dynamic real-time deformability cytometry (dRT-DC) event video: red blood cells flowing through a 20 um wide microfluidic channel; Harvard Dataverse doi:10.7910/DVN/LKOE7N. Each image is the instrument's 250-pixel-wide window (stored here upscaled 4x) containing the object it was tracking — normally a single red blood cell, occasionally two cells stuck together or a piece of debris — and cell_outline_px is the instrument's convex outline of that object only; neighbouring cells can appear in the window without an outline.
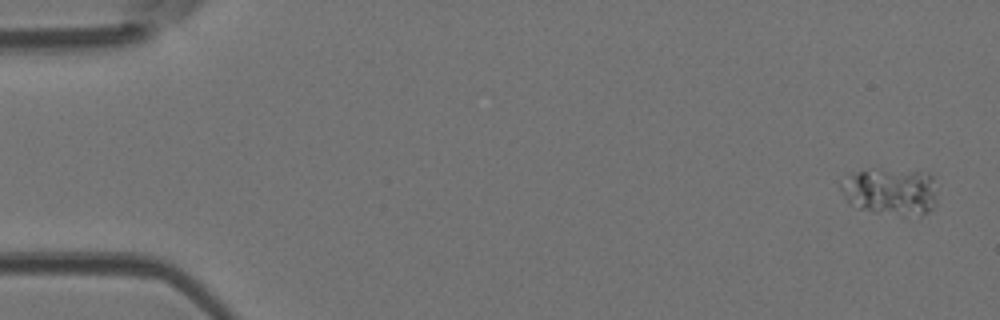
{"species": "Egyptian fruit bat (a non-hibernating species)", "species_latin": "Rousettus aegyptiacus", "temperature_condition": "room temperature", "stored_images_in_passage": 6, "camera_frame_rate_fps": 3000, "um_per_image_px": 0.085, "animal": {"sex": "female"}, "frame": {"image": 1, "passage_image": 1, "time_ms": 0.0, "image_size_px": [1000, 320], "cell_outline_px": [[936, 204], [928, 212], [920, 216], [900, 216], [872, 212], [848, 204], [840, 188], [840, 184], [856, 172], [880, 168], [916, 172], [932, 176], [936, 196]], "centroid_in_image_um": [75.7, 16.32], "position_along_channel_um": 9.3, "area_um2": 26.53}}
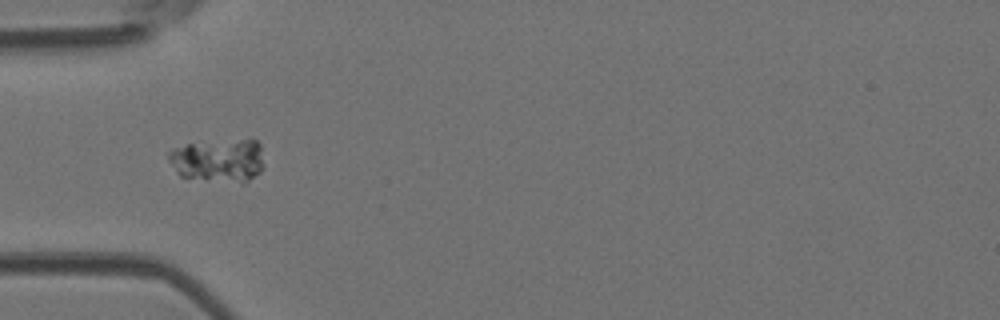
{"frame": {"image": 2, "passage_image": 5, "time_ms": 1.333, "image_size_px": [1000, 320], "cell_outline_px": [[264, 168], [260, 172], [244, 184], [180, 176], [176, 172], [168, 160], [168, 152], [172, 148], [188, 144], [244, 140], [256, 140], [260, 144], [264, 164]], "centroid_in_image_um": [18.59, 13.66], "position_along_channel_um": 66.4, "area_um2": 23.99}}
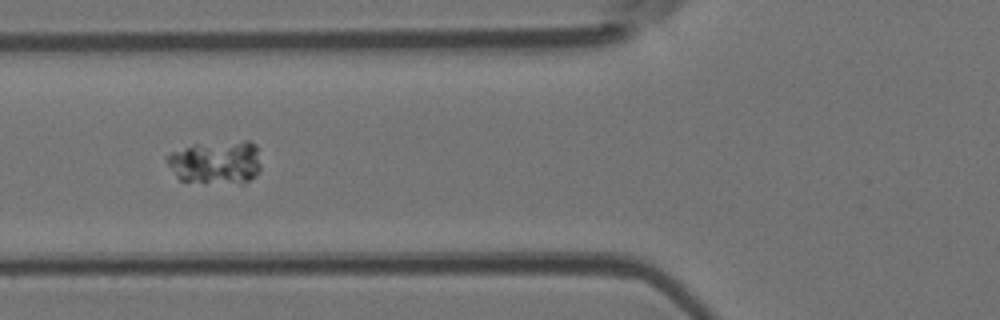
{"frame": {"image": 3, "passage_image": 6, "time_ms": 1.667, "image_size_px": [1000, 320], "cell_outline_px": [[260, 172], [256, 176], [244, 184], [204, 184], [180, 180], [176, 176], [168, 164], [164, 156], [172, 152], [196, 144], [244, 140], [252, 140], [256, 144], [260, 164]], "centroid_in_image_um": [18.39, 13.83], "position_along_channel_um": 107.4, "area_um2": 24.51}}